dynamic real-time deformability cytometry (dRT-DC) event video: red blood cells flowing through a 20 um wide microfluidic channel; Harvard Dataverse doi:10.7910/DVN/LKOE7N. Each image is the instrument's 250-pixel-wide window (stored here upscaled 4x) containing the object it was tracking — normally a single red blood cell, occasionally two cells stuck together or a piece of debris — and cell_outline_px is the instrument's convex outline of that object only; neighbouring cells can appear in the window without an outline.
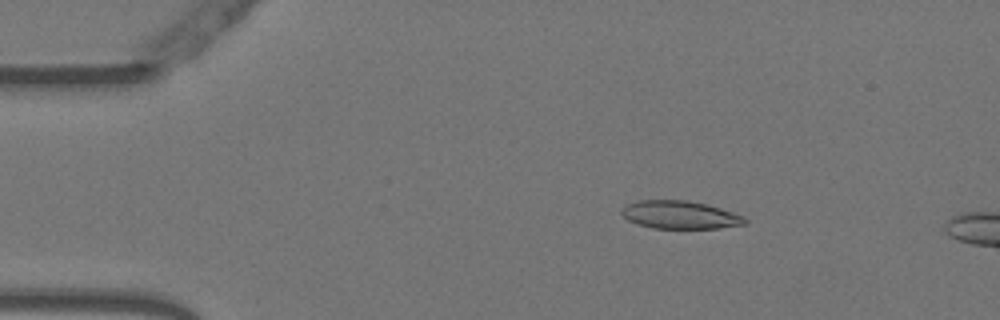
{"species": "Egyptian fruit bat (a non-hibernating species)", "species_latin": "Rousettus aegyptiacus", "temperature_condition": "warm", "stored_images_in_passage": 52, "camera_frame_rate_fps": 3000, "um_per_image_px": 0.085, "animal": {"sex": "female"}, "frame": {"image": 1, "passage_image": 9, "time_ms": 2.667, "image_size_px": [1000, 320], "cell_outline_px": [[748, 224], [720, 228], [652, 228], [636, 224], [628, 220], [620, 212], [628, 204], [640, 200], [688, 200], [708, 204], [744, 216], [748, 220]], "centroid_in_image_um": [57.84, 18.26], "position_along_channel_um": 27.2, "area_um2": 20.17}}
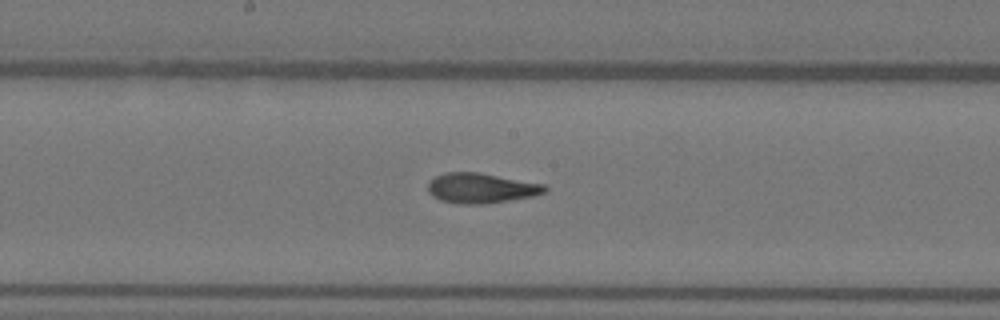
{"frame": {"image": 2, "passage_image": 28, "time_ms": 9.0, "image_size_px": [1000, 320], "cell_outline_px": [[548, 192], [532, 196], [484, 204], [456, 204], [440, 200], [432, 196], [428, 192], [428, 184], [436, 176], [444, 172], [476, 172], [544, 184], [548, 188]], "centroid_in_image_um": [40.88, 16.0], "position_along_channel_um": 207.3, "area_um2": 20.4}}
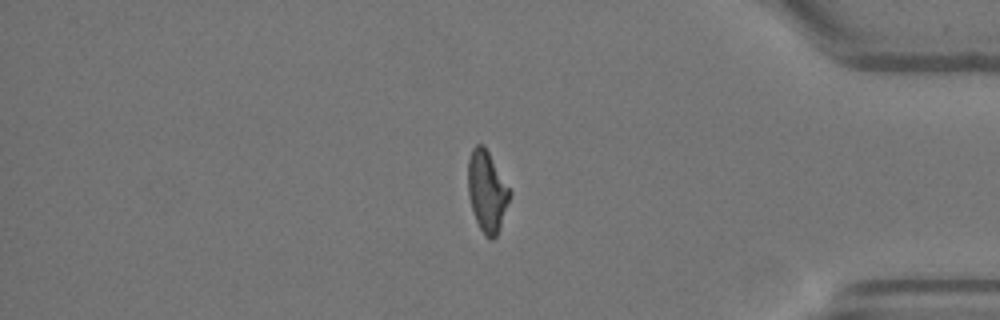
{"frame": {"image": 3, "passage_image": 45, "time_ms": 14.667, "image_size_px": [1000, 320], "cell_outline_px": [[512, 192], [496, 236], [492, 240], [488, 240], [484, 236], [476, 220], [468, 196], [468, 160], [472, 148], [476, 144], [484, 144]], "centroid_in_image_um": [41.38, 16.25], "position_along_channel_um": 393.8, "area_um2": 19.65}}